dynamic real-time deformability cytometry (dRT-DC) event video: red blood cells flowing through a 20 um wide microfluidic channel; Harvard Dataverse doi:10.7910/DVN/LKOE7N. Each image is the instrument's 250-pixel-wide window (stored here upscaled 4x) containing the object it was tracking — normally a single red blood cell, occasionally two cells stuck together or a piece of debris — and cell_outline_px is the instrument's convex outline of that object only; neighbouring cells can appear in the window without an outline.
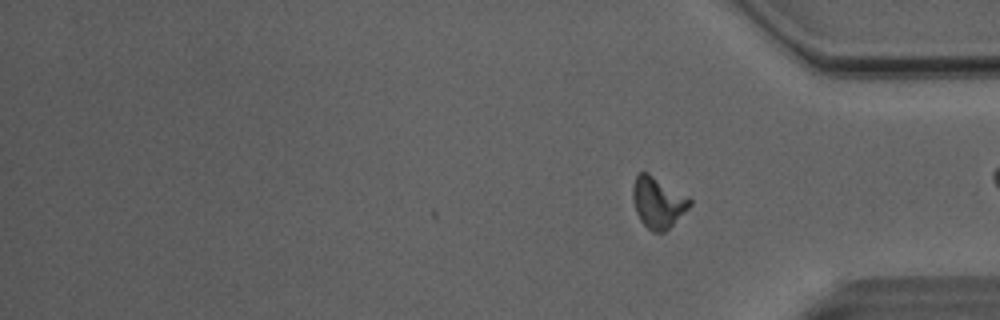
{"species": "Egyptian fruit bat (a non-hibernating species)", "species_latin": "Rousettus aegyptiacus", "temperature_condition": "room temperature", "stored_images_in_passage": 36, "camera_frame_rate_fps": 3000, "um_per_image_px": 0.085, "animal": {"sex": "male"}, "frame": {"image": 1, "passage_image": 36, "time_ms": 11.667, "image_size_px": [1000, 320], "cell_outline_px": [[692, 204], [664, 232], [652, 232], [640, 220], [636, 212], [632, 196], [632, 184], [636, 176], [640, 172], [648, 172], [688, 196], [692, 200]], "centroid_in_image_um": [55.91, 17.18], "position_along_channel_um": 379.3, "area_um2": 16.88}, "authors_computed_cell_mechanics": {"area_um2": 16.2418, "velocity_mm_per_s": 4.087, "shape_relaxation_time_tau1_ms": 4.4881, "shape_relaxation_time_tau2_ms": 2.501, "deformation_change_tau1": 0.1944, "deformation_change_tau2": 0.0977}}